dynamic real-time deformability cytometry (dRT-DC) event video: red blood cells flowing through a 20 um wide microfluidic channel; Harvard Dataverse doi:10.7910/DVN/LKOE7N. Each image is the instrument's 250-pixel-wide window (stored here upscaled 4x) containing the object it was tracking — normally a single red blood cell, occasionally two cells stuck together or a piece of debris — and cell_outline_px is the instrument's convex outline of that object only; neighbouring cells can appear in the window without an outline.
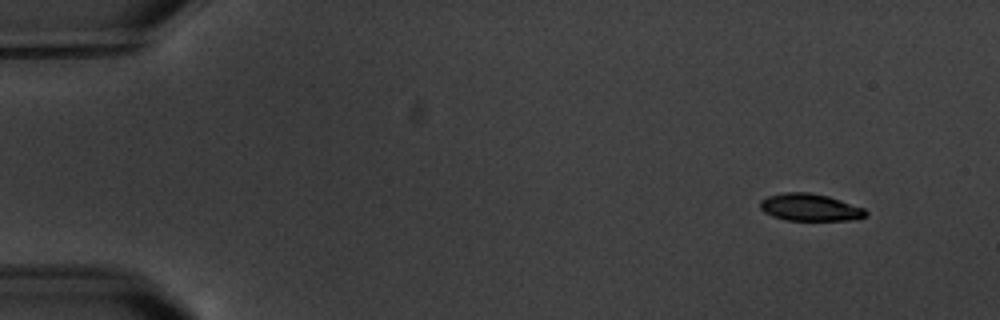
{"species": "common noctule bat (a hibernating species)", "species_latin": "Nyctalus noctula", "temperature_condition": "warm", "stored_images_in_passage": 16, "camera_frame_rate_fps": 3000, "um_per_image_px": 0.085, "animal": {"sex": "male", "body_mass_g": 20.1, "forearm_length_mm": 53.5}, "frame": {"image": 1, "passage_image": 1, "time_ms": 0.0, "image_size_px": [1000, 320], "cell_outline_px": [[868, 216], [856, 220], [784, 220], [772, 216], [764, 212], [760, 208], [760, 200], [768, 196], [784, 192], [808, 192], [828, 196], [864, 208], [868, 212]], "centroid_in_image_um": [68.86, 17.63], "position_along_channel_um": 16.1, "area_um2": 16.88}}
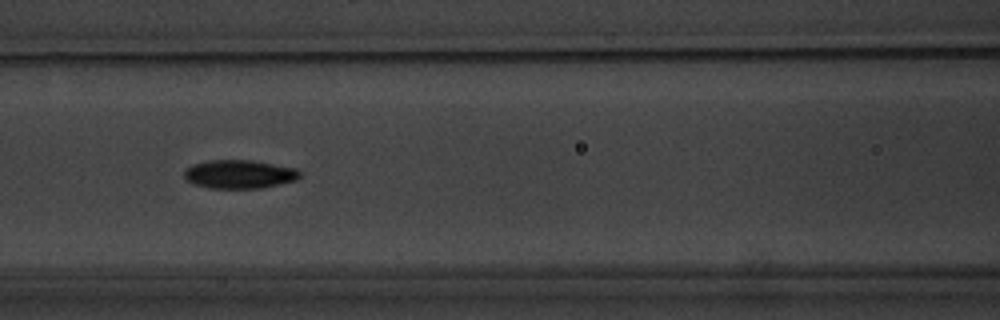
{"frame": {"image": 2, "passage_image": 7, "time_ms": 7.0, "image_size_px": [1000, 320], "cell_outline_px": [[300, 176], [296, 180], [260, 188], [208, 188], [196, 184], [188, 180], [184, 176], [184, 172], [192, 164], [208, 160], [252, 160], [296, 168], [300, 172]], "centroid_in_image_um": [20.35, 14.8], "position_along_channel_um": 146.3, "area_um2": 19.07}}
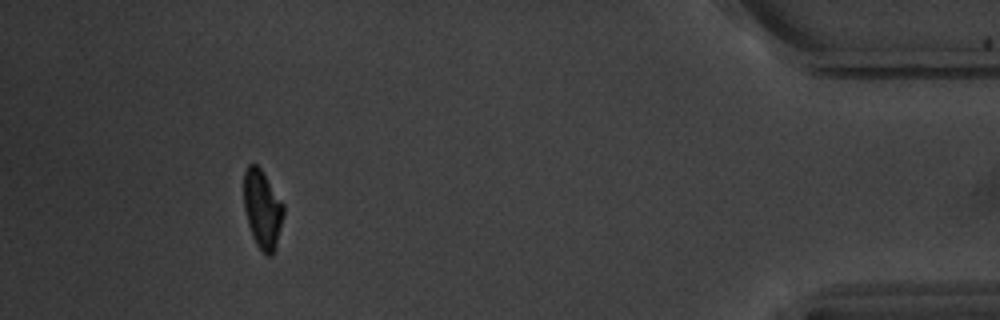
{"frame": {"image": 3, "passage_image": 15, "time_ms": 16.333, "image_size_px": [1000, 320], "cell_outline_px": [[284, 216], [276, 248], [272, 256], [268, 256], [256, 244], [252, 236], [248, 224], [244, 208], [244, 172], [248, 164], [256, 164], [260, 168], [284, 204]], "centroid_in_image_um": [22.31, 17.8], "position_along_channel_um": 412.9, "area_um2": 18.21}, "authors_computed_cell_mechanics": {"area_um2": 18.2359, "velocity_mm_per_s": 3.4624, "shape_relaxation_time_tau1_ms": 1.5143, "shape_relaxation_time_tau2_ms": 3.3126, "deformation_change_tau1": 0.1076, "deformation_change_tau2": 0.0854}}